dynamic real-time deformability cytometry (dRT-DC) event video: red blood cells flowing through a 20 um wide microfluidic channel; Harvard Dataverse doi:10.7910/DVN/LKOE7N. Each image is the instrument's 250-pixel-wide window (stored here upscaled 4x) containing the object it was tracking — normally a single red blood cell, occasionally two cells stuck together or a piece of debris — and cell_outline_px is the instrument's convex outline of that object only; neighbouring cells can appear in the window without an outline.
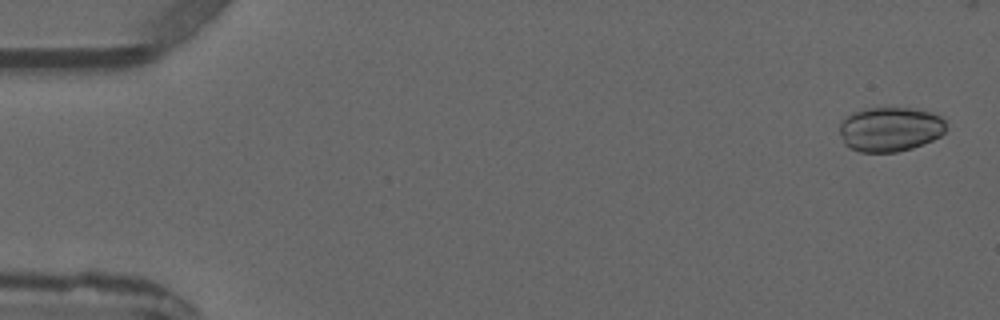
{"species": "common noctule bat (a hibernating species)", "species_latin": "Nyctalus noctula", "temperature_condition": "warm", "stored_images_in_passage": 4, "camera_frame_rate_fps": 3000, "um_per_image_px": 0.085, "animal": {"sex": "male", "forearm_length_mm": 52.5}, "frame": {"image": 1, "passage_image": 1, "time_ms": 0.0, "image_size_px": [1000, 320], "cell_outline_px": [[948, 120], [944, 132], [940, 136], [932, 140], [912, 148], [896, 152], [860, 152], [844, 144], [840, 132], [840, 120], [852, 112], [864, 108], [916, 108], [932, 112], [944, 116]], "centroid_in_image_um": [75.69, 10.96], "position_along_channel_um": 9.3, "area_um2": 28.09}}